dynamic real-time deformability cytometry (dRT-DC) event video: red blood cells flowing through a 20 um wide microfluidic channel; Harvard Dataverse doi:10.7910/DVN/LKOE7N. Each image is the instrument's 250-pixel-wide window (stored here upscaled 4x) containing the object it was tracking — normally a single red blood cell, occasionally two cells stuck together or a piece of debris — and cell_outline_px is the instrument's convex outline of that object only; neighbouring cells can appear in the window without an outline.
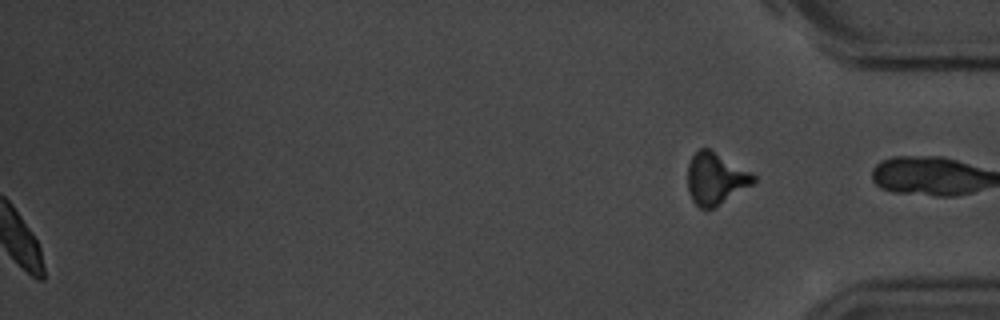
{"species": "common noctule bat (a hibernating species)", "species_latin": "Nyctalus noctula", "temperature_condition": "room temperature", "stored_images_in_passage": 53, "segment_of_instrument_passage": [2, 2], "camera_frame_rate_fps": 3000, "um_per_image_px": 0.085, "animal": {"sex": "male", "body_mass_g": 20.1, "forearm_length_mm": 53.5}, "frame": {"image": 1, "passage_image": 53, "time_ms": 17.333, "image_size_px": [1000, 320], "cell_outline_px": [[756, 180], [752, 184], [712, 208], [700, 208], [692, 200], [688, 192], [688, 164], [692, 156], [700, 148], [708, 148], [752, 172], [756, 176]], "centroid_in_image_um": [60.81, 15.16], "position_along_channel_um": 374.4, "area_um2": 19.54}}